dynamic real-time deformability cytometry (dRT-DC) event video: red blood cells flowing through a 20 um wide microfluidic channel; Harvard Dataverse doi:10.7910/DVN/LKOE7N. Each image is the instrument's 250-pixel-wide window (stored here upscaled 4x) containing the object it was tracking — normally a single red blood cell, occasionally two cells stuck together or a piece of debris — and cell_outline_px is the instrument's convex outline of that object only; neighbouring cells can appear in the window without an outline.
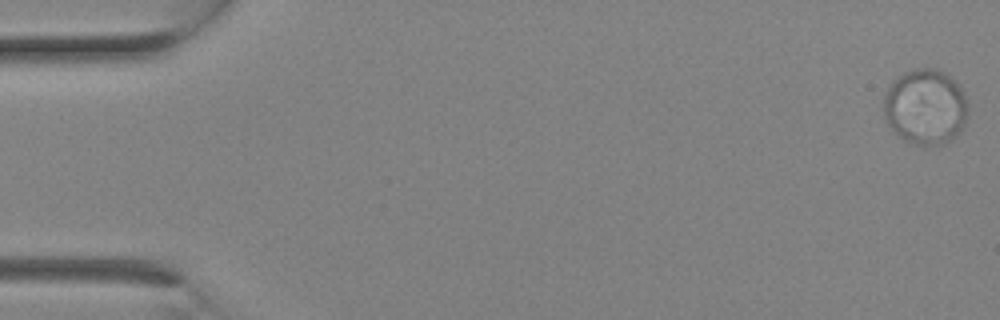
{"species": "Egyptian fruit bat (a non-hibernating species)", "species_latin": "Rousettus aegyptiacus", "temperature_condition": "room temperature", "stored_images_in_passage": 18, "camera_frame_rate_fps": 3000, "um_per_image_px": 0.085, "animal": {"sex": "female"}, "frame": {"image": 1, "passage_image": 1, "time_ms": 0.0, "image_size_px": [1000, 320], "cell_outline_px": [[968, 112], [964, 124], [960, 132], [956, 136], [940, 144], [912, 144], [904, 140], [888, 124], [884, 116], [884, 92], [892, 80], [904, 72], [916, 68], [936, 68], [944, 72], [956, 80], [960, 84], [964, 92], [968, 104]], "centroid_in_image_um": [78.67, 9.04], "position_along_channel_um": 6.3, "area_um2": 37.4}}
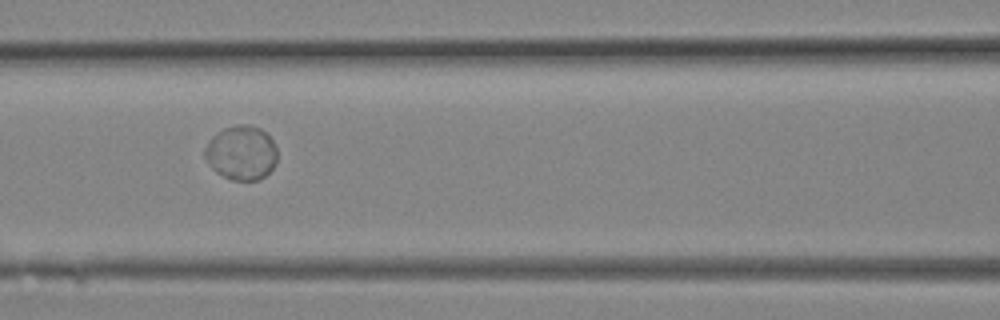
{"frame": {"image": 2, "passage_image": 12, "time_ms": 3.667, "image_size_px": [1000, 320], "cell_outline_px": [[276, 164], [260, 180], [232, 180], [216, 172], [212, 168], [204, 156], [204, 148], [208, 140], [212, 136], [224, 128], [236, 124], [248, 124], [260, 128], [272, 140], [276, 148]], "centroid_in_image_um": [20.49, 12.98], "position_along_channel_um": 146.1, "area_um2": 22.95}}
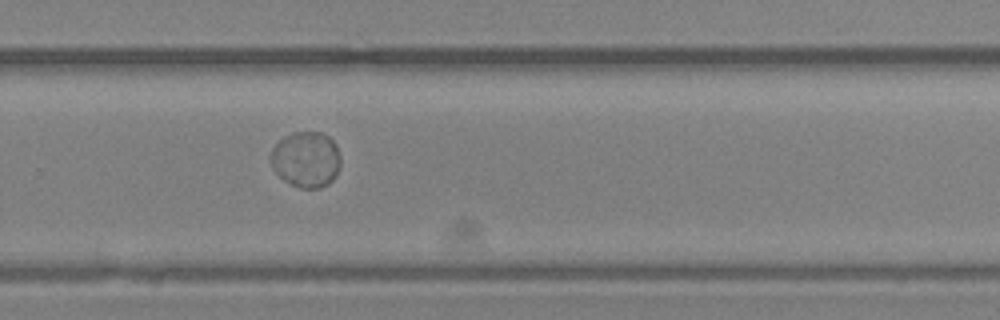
{"frame": {"image": 3, "passage_image": 18, "time_ms": 5.667, "image_size_px": [1000, 320], "cell_outline_px": [[340, 164], [336, 176], [328, 184], [320, 188], [300, 188], [284, 180], [272, 168], [268, 160], [268, 156], [272, 148], [284, 136], [292, 132], [320, 132], [328, 136], [336, 144], [340, 156]], "centroid_in_image_um": [25.99, 13.55], "position_along_channel_um": 303.8, "area_um2": 23.0}}